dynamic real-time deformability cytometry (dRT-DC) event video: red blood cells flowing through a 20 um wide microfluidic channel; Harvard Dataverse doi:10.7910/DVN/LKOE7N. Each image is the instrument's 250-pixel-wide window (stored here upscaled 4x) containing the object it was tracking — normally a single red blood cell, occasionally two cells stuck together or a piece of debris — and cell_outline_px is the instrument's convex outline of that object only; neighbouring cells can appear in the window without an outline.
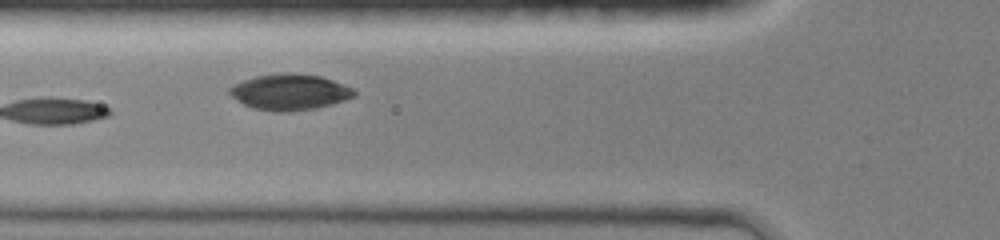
{"species": "common noctule bat (a hibernating species)", "species_latin": "Nyctalus noctula", "temperature_condition": "room temperature", "stored_images_in_passage": 19, "camera_frame_rate_fps": 3000, "um_per_image_px": 0.085, "animal": {"sex": "female", "body_mass_g": 19.0, "forearm_length_mm": 51.5}, "frame": {"image": 1, "passage_image": 10, "time_ms": 5.333, "image_size_px": [1000, 240], "cell_outline_px": [[356, 96], [332, 104], [316, 108], [288, 112], [272, 112], [252, 108], [236, 100], [228, 92], [228, 88], [244, 80], [256, 76], [276, 72], [292, 72], [320, 76], [344, 84], [352, 88], [356, 92]], "centroid_in_image_um": [24.62, 7.82], "position_along_channel_um": 101.2, "area_um2": 26.36}}
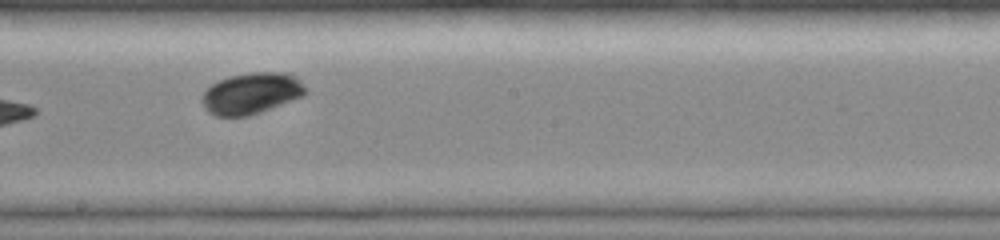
{"frame": {"image": 2, "passage_image": 16, "time_ms": 8.333, "image_size_px": [1000, 240], "cell_outline_px": [[308, 92], [300, 96], [260, 112], [248, 116], [216, 116], [208, 112], [204, 108], [204, 92], [212, 84], [228, 76], [248, 72], [288, 72], [296, 76], [300, 80]], "centroid_in_image_um": [21.38, 7.91], "position_along_channel_um": 226.8, "area_um2": 24.62}}
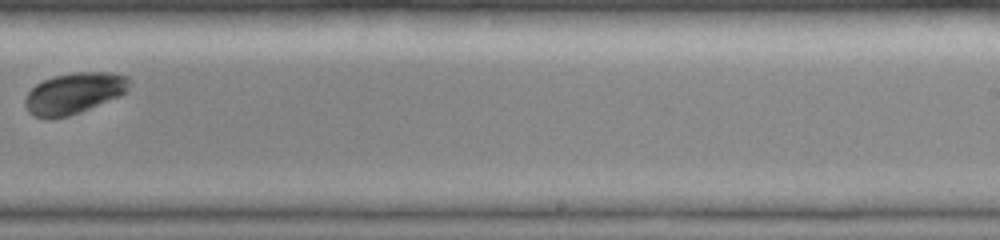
{"frame": {"image": 3, "passage_image": 18, "time_ms": 9.667, "image_size_px": [1000, 240], "cell_outline_px": [[128, 84], [124, 92], [120, 96], [80, 112], [68, 116], [36, 116], [28, 112], [24, 104], [24, 100], [28, 92], [36, 84], [44, 80], [56, 76], [72, 72], [116, 72], [128, 76]], "centroid_in_image_um": [6.3, 7.89], "position_along_channel_um": 282.7, "area_um2": 24.51}}